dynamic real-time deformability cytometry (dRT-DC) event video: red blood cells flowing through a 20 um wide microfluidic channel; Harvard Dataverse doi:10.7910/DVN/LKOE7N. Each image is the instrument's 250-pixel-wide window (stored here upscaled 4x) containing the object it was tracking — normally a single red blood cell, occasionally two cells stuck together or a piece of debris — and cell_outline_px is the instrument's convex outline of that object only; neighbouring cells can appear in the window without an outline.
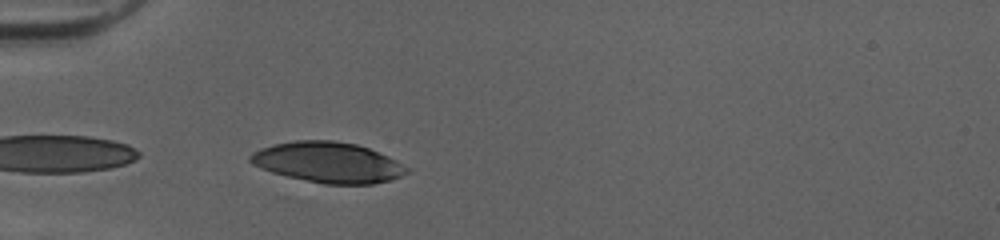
{"species": "human", "species_latin": "Homo sapiens", "temperature_condition": "cold", "stored_images_in_passage": 23, "camera_frame_rate_fps": 3000, "um_per_image_px": 0.085, "donor": {"sex": "female"}, "frame": {"image": 1, "passage_image": 1, "time_ms": 0.0, "image_size_px": [1000, 240], "cell_outline_px": [[408, 172], [392, 180], [372, 184], [324, 184], [288, 176], [272, 172], [260, 168], [252, 164], [248, 160], [248, 156], [252, 152], [260, 148], [272, 144], [296, 140], [332, 140], [356, 144], [368, 148], [396, 160], [408, 168]], "centroid_in_image_um": [27.85, 13.8], "position_along_channel_um": 57.2, "area_um2": 36.93}}
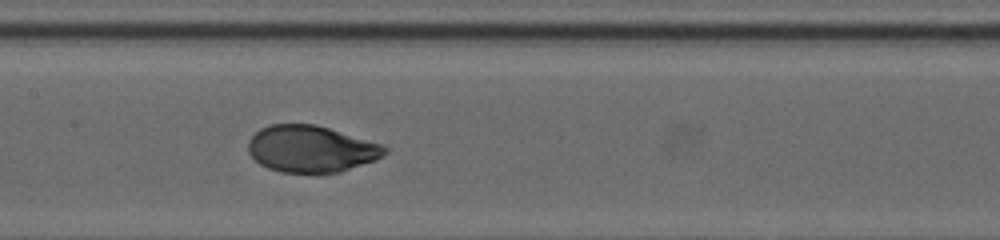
{"frame": {"image": 2, "passage_image": 11, "time_ms": 3.333, "image_size_px": [1000, 240], "cell_outline_px": [[388, 152], [376, 160], [340, 172], [280, 172], [268, 168], [260, 164], [248, 152], [248, 140], [260, 128], [272, 124], [316, 124], [380, 144], [388, 148]], "centroid_in_image_um": [26.43, 12.65], "position_along_channel_um": 181.0, "area_um2": 36.93}}
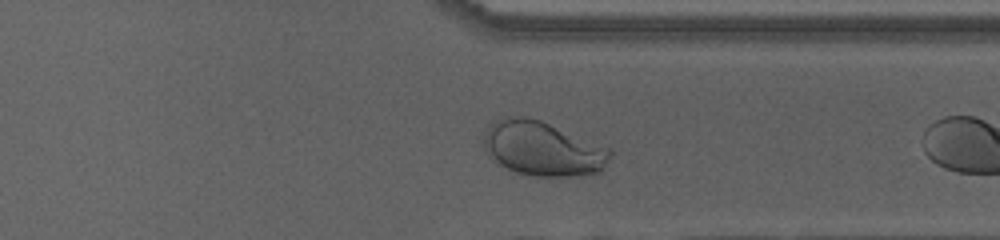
{"frame": {"image": 3, "passage_image": 22, "time_ms": 7.0, "image_size_px": [1000, 240], "cell_outline_px": [[612, 156], [604, 168], [600, 172], [576, 176], [532, 176], [516, 172], [496, 164], [488, 156], [484, 148], [484, 132], [488, 124], [504, 116], [524, 116], [540, 120], [612, 148]], "centroid_in_image_um": [46.12, 12.63], "position_along_channel_um": 365.3, "area_um2": 40.75}}